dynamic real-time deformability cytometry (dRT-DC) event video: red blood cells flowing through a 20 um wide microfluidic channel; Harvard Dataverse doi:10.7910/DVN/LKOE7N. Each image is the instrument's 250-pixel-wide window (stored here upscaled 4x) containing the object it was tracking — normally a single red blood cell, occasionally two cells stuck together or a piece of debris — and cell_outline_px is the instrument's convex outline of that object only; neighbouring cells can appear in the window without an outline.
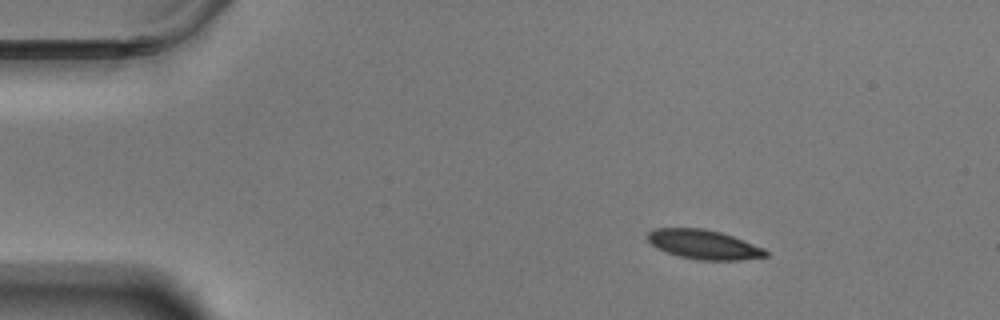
{"species": "Egyptian fruit bat (a non-hibernating species)", "species_latin": "Rousettus aegyptiacus", "temperature_condition": "warm", "stored_images_in_passage": 50, "camera_frame_rate_fps": 3000, "um_per_image_px": 0.085, "animal": {"sex": "male"}, "frame": {"image": 1, "passage_image": 1, "time_ms": 0.0, "image_size_px": [1000, 320], "cell_outline_px": [[768, 256], [740, 260], [696, 260], [680, 256], [656, 248], [648, 240], [648, 232], [656, 228], [704, 228], [720, 232], [744, 240], [764, 248], [768, 252]], "centroid_in_image_um": [59.84, 20.78], "position_along_channel_um": 25.2, "area_um2": 20.11}}
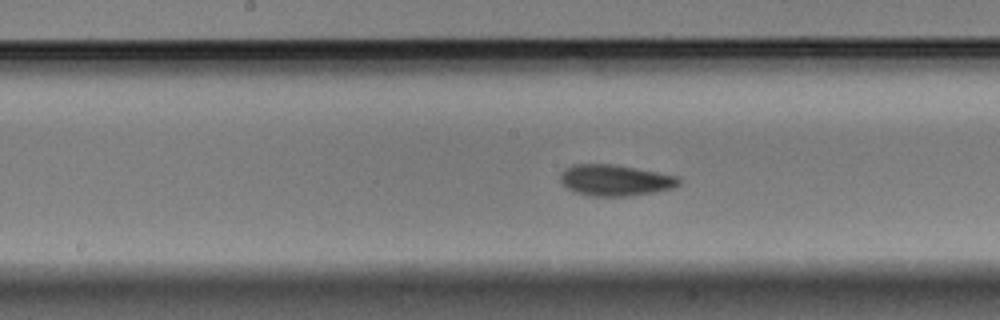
{"frame": {"image": 2, "passage_image": 22, "time_ms": 7.0, "image_size_px": [1000, 320], "cell_outline_px": [[680, 184], [676, 188], [628, 196], [592, 196], [576, 192], [568, 188], [560, 180], [560, 172], [564, 168], [572, 164], [616, 164], [660, 172], [680, 176]], "centroid_in_image_um": [52.32, 15.3], "position_along_channel_um": 195.9, "area_um2": 21.79}}
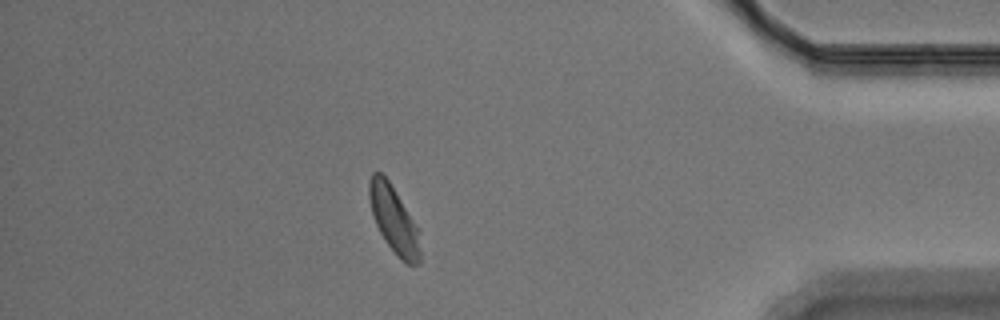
{"frame": {"image": 3, "passage_image": 43, "time_ms": 14.0, "image_size_px": [1000, 320], "cell_outline_px": [[420, 264], [408, 264], [384, 240], [376, 224], [372, 212], [368, 196], [368, 180], [372, 172], [380, 172], [388, 180], [420, 228]], "centroid_in_image_um": [33.49, 18.63], "position_along_channel_um": 401.7, "area_um2": 19.83}, "authors_computed_cell_mechanics": {"area_um2": 20.8369, "velocity_mm_per_s": 3.4783, "shape_relaxation_time_tau1_ms": 2.3706, "shape_relaxation_time_tau2_ms": 1.9759, "deformation_change_tau1": 0.125, "deformation_change_tau2": 0.0749}}